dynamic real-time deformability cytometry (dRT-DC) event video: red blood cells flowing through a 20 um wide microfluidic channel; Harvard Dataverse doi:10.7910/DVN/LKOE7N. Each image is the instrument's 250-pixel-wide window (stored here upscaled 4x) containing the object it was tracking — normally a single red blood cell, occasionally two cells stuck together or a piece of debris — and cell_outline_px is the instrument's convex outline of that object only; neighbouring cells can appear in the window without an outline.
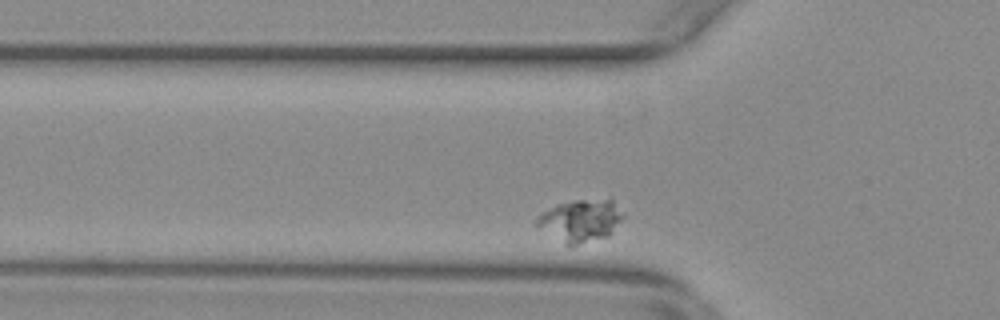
{"species": "common noctule bat (a hibernating species)", "species_latin": "Nyctalus noctula", "temperature_condition": "warm", "stored_images_in_passage": 33, "camera_frame_rate_fps": 3000, "um_per_image_px": 0.085, "animal": {"sex": "female", "body_mass_g": 29.2, "forearm_length_mm": 56.3}, "frame": {"image": 1, "passage_image": 4, "time_ms": 1.0, "image_size_px": [1000, 320], "cell_outline_px": [[624, 216], [608, 236], [572, 248], [568, 248], [536, 228], [536, 220], [544, 212], [556, 204], [576, 200], [612, 196]], "centroid_in_image_um": [49.34, 18.77], "position_along_channel_um": 76.5, "area_um2": 22.2}}
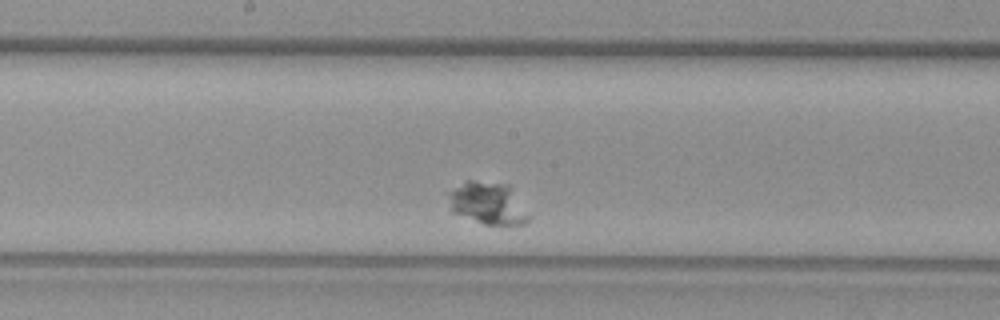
{"frame": {"image": 2, "passage_image": 16, "time_ms": 5.0, "image_size_px": [1000, 320], "cell_outline_px": [[528, 220], [524, 224], [484, 224], [452, 212], [448, 192], [464, 180], [476, 180], [508, 184], [528, 216]], "centroid_in_image_um": [41.4, 17.25], "position_along_channel_um": 206.8, "area_um2": 19.31}}
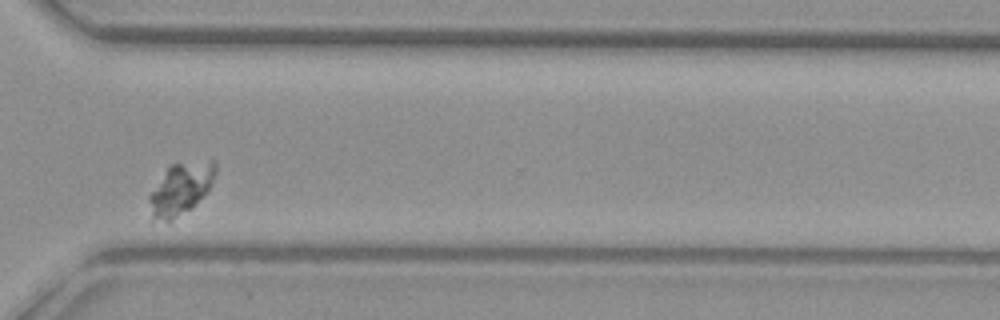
{"frame": {"image": 3, "passage_image": 29, "time_ms": 9.333, "image_size_px": [1000, 320], "cell_outline_px": [[216, 172], [212, 184], [208, 192], [192, 208], [168, 224], [148, 224], [148, 196], [168, 168], [172, 164], [208, 160], [216, 160]], "centroid_in_image_um": [15.3, 16.18], "position_along_channel_um": 355.3, "area_um2": 21.04}}